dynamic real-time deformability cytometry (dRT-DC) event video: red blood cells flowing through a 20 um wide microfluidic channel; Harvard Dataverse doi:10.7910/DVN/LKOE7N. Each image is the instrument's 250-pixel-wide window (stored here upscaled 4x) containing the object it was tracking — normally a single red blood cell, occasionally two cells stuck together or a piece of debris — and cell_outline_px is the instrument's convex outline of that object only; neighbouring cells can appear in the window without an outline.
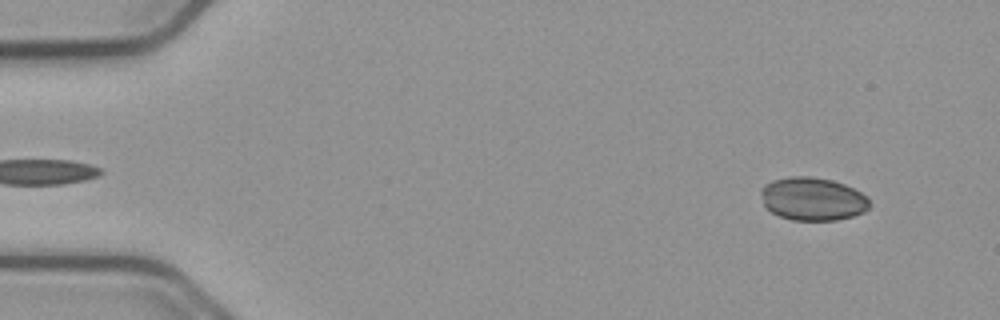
{"species": "common noctule bat (a hibernating species)", "species_latin": "Nyctalus noctula", "temperature_condition": "cold", "stored_images_in_passage": 52, "camera_frame_rate_fps": 3000, "um_per_image_px": 0.085, "animal": {"sex": "male", "body_mass_g": 23.1, "forearm_length_mm": 52.7}, "frame": {"image": 1, "passage_image": 4, "time_ms": 1.0, "image_size_px": [1000, 320], "cell_outline_px": [[868, 208], [864, 212], [852, 216], [836, 220], [792, 220], [780, 216], [772, 212], [764, 204], [760, 192], [760, 188], [764, 184], [772, 180], [792, 176], [808, 176], [832, 180], [844, 184], [868, 196]], "centroid_in_image_um": [69.06, 16.9], "position_along_channel_um": 15.9, "area_um2": 27.22}}
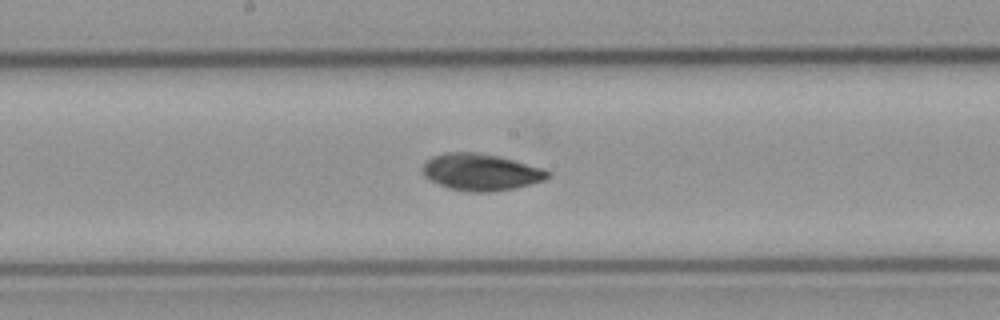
{"frame": {"image": 2, "passage_image": 28, "time_ms": 9.0, "image_size_px": [1000, 320], "cell_outline_px": [[548, 176], [544, 180], [516, 188], [488, 192], [468, 192], [448, 188], [428, 180], [424, 176], [420, 168], [432, 156], [444, 152], [476, 152], [500, 156], [544, 168], [548, 172]], "centroid_in_image_um": [40.83, 14.62], "position_along_channel_um": 207.4, "area_um2": 27.05}}
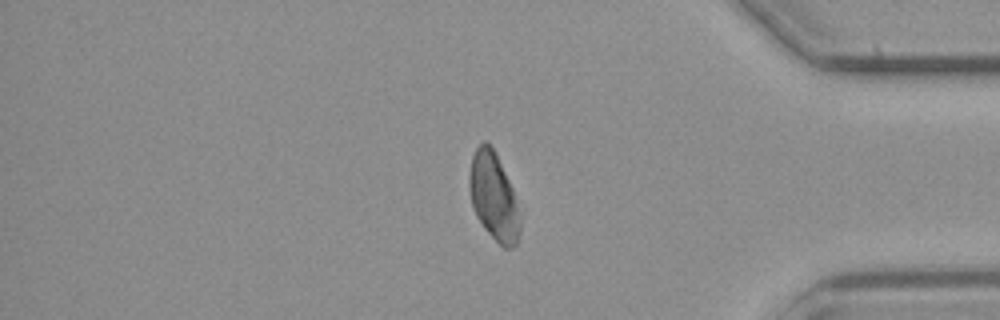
{"frame": {"image": 3, "passage_image": 45, "time_ms": 14.667, "image_size_px": [1000, 320], "cell_outline_px": [[520, 232], [516, 244], [512, 248], [504, 248], [484, 228], [476, 216], [472, 204], [468, 184], [468, 176], [472, 156], [476, 148], [484, 140], [492, 148], [512, 188], [520, 216]], "centroid_in_image_um": [41.94, 16.75], "position_along_channel_um": 393.3, "area_um2": 25.43}}